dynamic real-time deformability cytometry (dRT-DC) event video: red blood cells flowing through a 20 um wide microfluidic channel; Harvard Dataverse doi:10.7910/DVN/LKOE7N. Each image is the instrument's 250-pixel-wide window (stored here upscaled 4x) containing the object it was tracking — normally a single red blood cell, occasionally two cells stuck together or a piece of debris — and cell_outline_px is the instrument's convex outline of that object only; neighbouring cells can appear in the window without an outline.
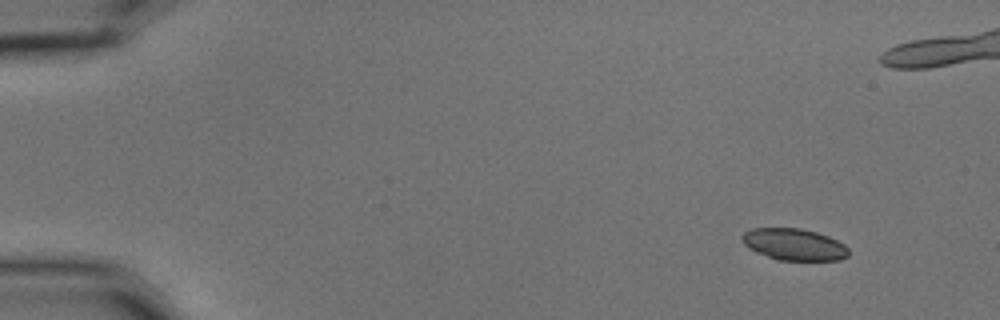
{"species": "common noctule bat (a hibernating species)", "species_latin": "Nyctalus noctula", "temperature_condition": "cold", "stored_images_in_passage": 14, "camera_frame_rate_fps": 3000, "um_per_image_px": 0.085, "animal": {"sex": "male", "body_mass_g": 15.6}, "frame": {"image": 1, "passage_image": 1, "time_ms": 0.0, "image_size_px": [1000, 320], "cell_outline_px": [[848, 256], [840, 260], [776, 260], [756, 252], [748, 248], [740, 240], [740, 236], [744, 232], [752, 228], [800, 228], [816, 232], [828, 236], [844, 244], [848, 248]], "centroid_in_image_um": [67.46, 20.78], "position_along_channel_um": 17.5, "area_um2": 19.83}}
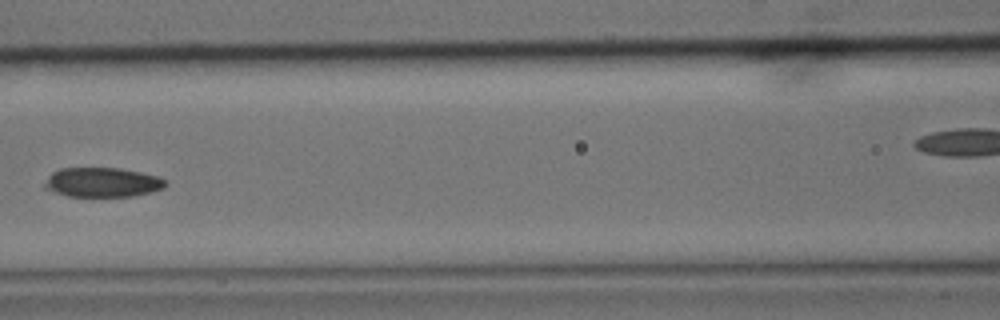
{"frame": {"image": 2, "passage_image": 7, "time_ms": 2.0, "image_size_px": [1000, 320], "cell_outline_px": [[168, 184], [164, 188], [152, 192], [132, 196], [68, 196], [44, 188], [44, 184], [48, 176], [52, 172], [60, 168], [120, 168], [160, 176], [168, 180]], "centroid_in_image_um": [8.75, 15.49], "position_along_channel_um": 157.8, "area_um2": 20.92}}
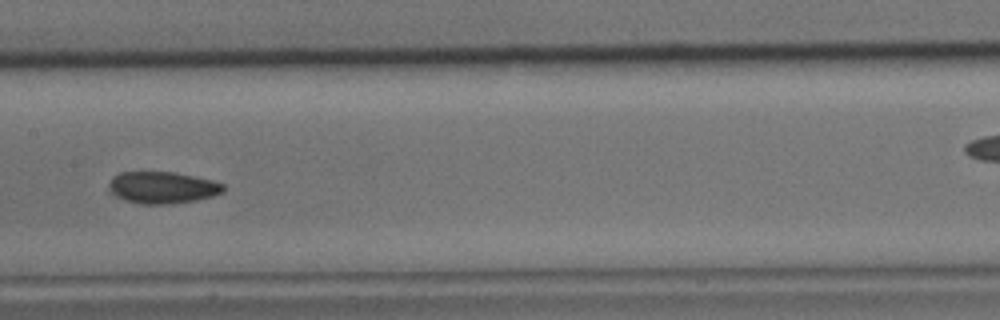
{"frame": {"image": 3, "passage_image": 8, "time_ms": 2.333, "image_size_px": [1000, 320], "cell_outline_px": [[224, 192], [212, 196], [196, 200], [168, 204], [140, 204], [124, 200], [108, 192], [108, 184], [112, 176], [120, 172], [176, 172], [212, 180], [224, 184]], "centroid_in_image_um": [13.77, 15.94], "position_along_channel_um": 193.6, "area_um2": 21.44}}